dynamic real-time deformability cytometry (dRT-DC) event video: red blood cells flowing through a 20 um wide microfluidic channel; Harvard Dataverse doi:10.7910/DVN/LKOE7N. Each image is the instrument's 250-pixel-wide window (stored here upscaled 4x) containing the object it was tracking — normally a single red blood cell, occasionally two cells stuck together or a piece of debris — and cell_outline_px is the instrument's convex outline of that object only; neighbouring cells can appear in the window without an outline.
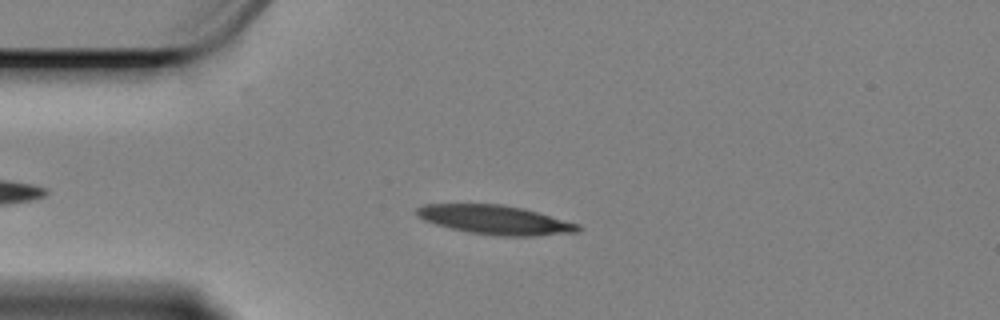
{"species": "Egyptian fruit bat (a non-hibernating species)", "species_latin": "Rousettus aegyptiacus", "temperature_condition": "cold", "stored_images_in_passage": 50, "camera_frame_rate_fps": 3000, "um_per_image_px": 0.085, "animal": {"sex": "female"}, "frame": {"image": 1, "passage_image": 10, "time_ms": 3.0, "image_size_px": [1000, 320], "cell_outline_px": [[584, 228], [580, 232], [540, 236], [496, 236], [468, 232], [436, 224], [424, 220], [416, 216], [416, 208], [424, 204], [504, 204], [524, 208], [580, 224]], "centroid_in_image_um": [42.16, 18.69], "position_along_channel_um": 42.8, "area_um2": 27.69}}
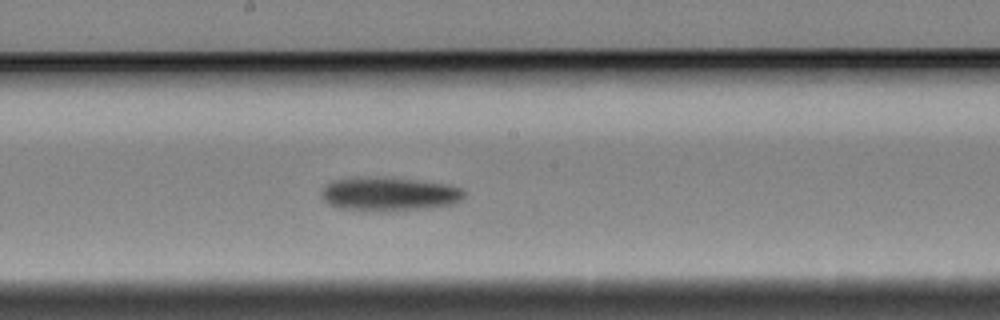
{"frame": {"image": 2, "passage_image": 27, "time_ms": 8.667, "image_size_px": [1000, 320], "cell_outline_px": [[464, 200], [452, 204], [432, 208], [336, 208], [328, 204], [320, 196], [320, 192], [332, 180], [356, 176], [376, 176], [416, 180], [448, 184], [464, 188]], "centroid_in_image_um": [33.09, 16.43], "position_along_channel_um": 215.1, "area_um2": 27.57}}
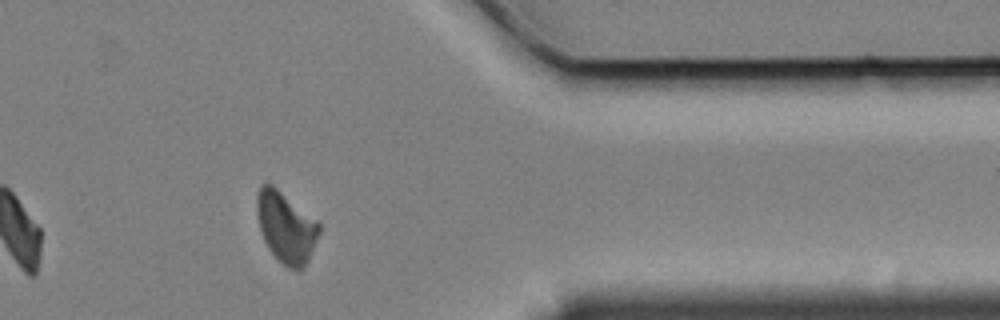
{"frame": {"image": 3, "passage_image": 44, "time_ms": 14.333, "image_size_px": [1000, 320], "cell_outline_px": [[320, 232], [308, 260], [300, 272], [296, 272], [288, 268], [268, 248], [264, 240], [260, 228], [256, 212], [256, 196], [260, 184], [272, 184], [316, 220], [320, 224]], "centroid_in_image_um": [24.3, 19.32], "position_along_channel_um": 387.1, "area_um2": 25.55}, "authors_computed_cell_mechanics": {"area_um2": 26.9637, "velocity_mm_per_s": 3.3495, "shape_relaxation_time_tau1_ms": 4.9427, "shape_relaxation_time_tau2_ms": null, "deformation_change_tau1": 0.1426, "deformation_change_tau2": null}}